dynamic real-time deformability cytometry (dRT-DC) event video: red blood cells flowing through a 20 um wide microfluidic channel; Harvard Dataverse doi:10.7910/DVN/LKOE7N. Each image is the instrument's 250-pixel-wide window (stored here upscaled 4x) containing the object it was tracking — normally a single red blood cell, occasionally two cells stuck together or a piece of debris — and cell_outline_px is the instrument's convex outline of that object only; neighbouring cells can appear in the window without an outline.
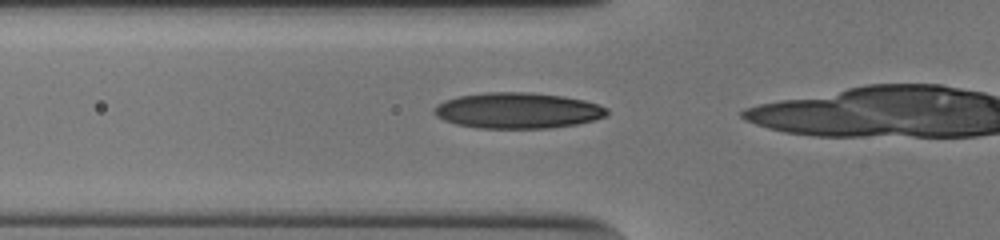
{"species": "human", "species_latin": "Homo sapiens", "temperature_condition": "cold", "stored_images_in_passage": 29, "camera_frame_rate_fps": 3000, "um_per_image_px": 0.085, "donor": {"sex": "male"}, "frame": {"image": 1, "passage_image": 15, "time_ms": 4.667, "image_size_px": [1000, 240], "cell_outline_px": [[608, 112], [604, 116], [592, 120], [576, 124], [548, 128], [476, 128], [456, 124], [444, 120], [436, 116], [432, 112], [432, 108], [436, 104], [444, 100], [460, 96], [488, 92], [528, 92], [564, 96], [584, 100], [608, 108]], "centroid_in_image_um": [43.95, 9.39], "position_along_channel_um": 81.9, "area_um2": 36.07}}
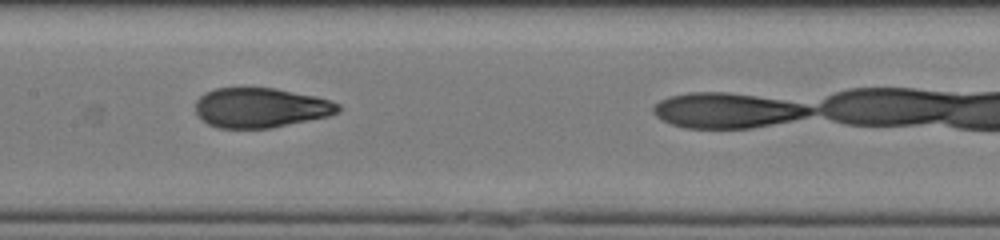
{"frame": {"image": 2, "passage_image": 23, "time_ms": 7.333, "image_size_px": [1000, 240], "cell_outline_px": [[340, 112], [328, 116], [272, 128], [216, 128], [208, 124], [196, 116], [196, 100], [204, 92], [216, 88], [276, 88], [316, 96], [340, 104]], "centroid_in_image_um": [22.13, 9.16], "position_along_channel_um": 185.3, "area_um2": 33.29}}
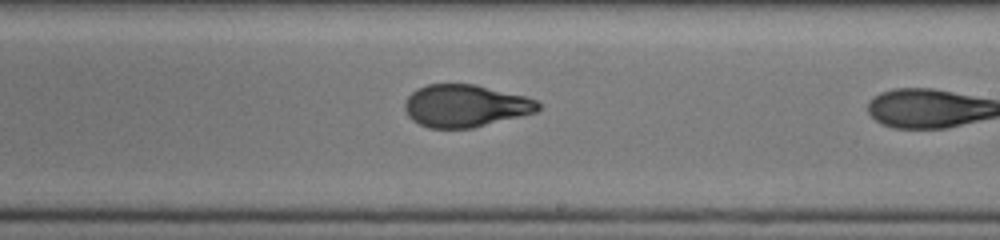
{"frame": {"image": 3, "passage_image": 28, "time_ms": 9.0, "image_size_px": [1000, 240], "cell_outline_px": [[540, 108], [536, 112], [472, 128], [428, 128], [412, 120], [408, 116], [404, 108], [404, 104], [408, 96], [416, 88], [428, 84], [476, 84], [524, 96], [536, 100], [540, 104]], "centroid_in_image_um": [39.52, 8.99], "position_along_channel_um": 249.5, "area_um2": 32.89}}